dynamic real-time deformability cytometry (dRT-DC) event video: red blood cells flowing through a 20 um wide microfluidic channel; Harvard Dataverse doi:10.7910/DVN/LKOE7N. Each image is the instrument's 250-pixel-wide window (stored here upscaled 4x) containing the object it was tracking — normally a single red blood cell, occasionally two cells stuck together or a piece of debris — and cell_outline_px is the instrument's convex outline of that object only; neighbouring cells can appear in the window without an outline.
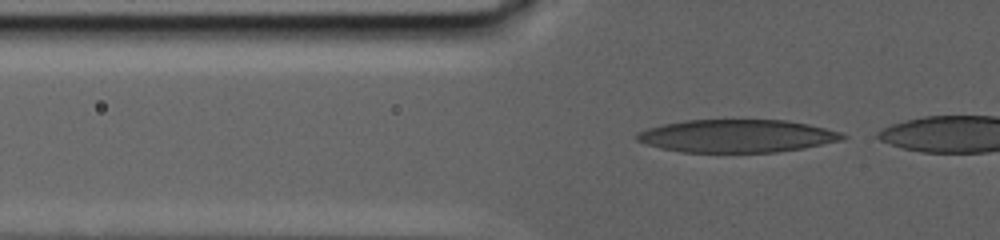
{"species": "human", "species_latin": "Homo sapiens", "temperature_condition": "warm", "stored_images_in_passage": 8, "camera_frame_rate_fps": 3000, "um_per_image_px": 0.085, "donor": {"sex": "male"}, "frame": {"image": 1, "passage_image": 2, "time_ms": 0.333, "image_size_px": [1000, 240], "cell_outline_px": [[848, 136], [844, 140], [804, 148], [776, 152], [680, 152], [660, 148], [636, 140], [636, 132], [648, 128], [664, 124], [684, 120], [788, 120], [808, 124], [840, 132]], "centroid_in_image_um": [62.65, 11.56], "position_along_channel_um": 63.1, "area_um2": 39.42}}